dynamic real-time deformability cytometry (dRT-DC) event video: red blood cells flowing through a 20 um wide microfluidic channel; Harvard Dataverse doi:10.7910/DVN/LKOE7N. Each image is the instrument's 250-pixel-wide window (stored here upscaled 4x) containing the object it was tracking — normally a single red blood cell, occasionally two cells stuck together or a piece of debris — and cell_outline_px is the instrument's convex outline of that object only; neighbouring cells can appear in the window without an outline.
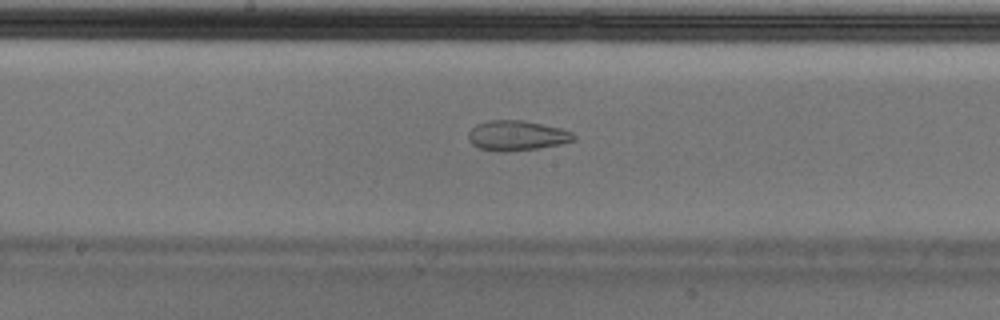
{"species": "Egyptian fruit bat (a non-hibernating species)", "species_latin": "Rousettus aegyptiacus", "temperature_condition": "cold", "stored_images_in_passage": 47, "camera_frame_rate_fps": 3000, "um_per_image_px": 0.085, "animal": {"sex": "male"}, "frame": {"image": 1, "passage_image": 21, "time_ms": 6.667, "image_size_px": [1000, 320], "cell_outline_px": [[576, 140], [560, 144], [536, 148], [500, 152], [496, 152], [480, 148], [472, 144], [468, 140], [468, 132], [476, 124], [488, 120], [524, 120], [560, 128], [572, 132], [576, 136]], "centroid_in_image_um": [43.91, 11.51], "position_along_channel_um": 204.3, "area_um2": 18.44}}
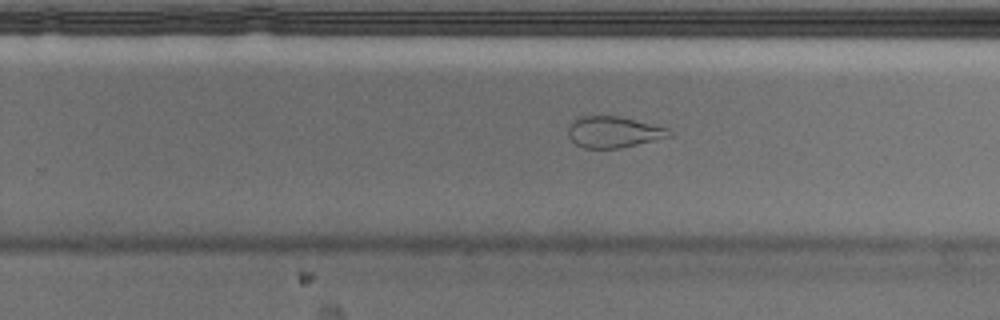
{"frame": {"image": 2, "passage_image": 27, "time_ms": 8.667, "image_size_px": [1000, 320], "cell_outline_px": [[672, 136], [620, 148], [584, 148], [576, 144], [568, 136], [568, 128], [580, 116], [620, 116], [668, 128], [672, 132]], "centroid_in_image_um": [52.17, 11.22], "position_along_channel_um": 277.6, "area_um2": 18.21}}
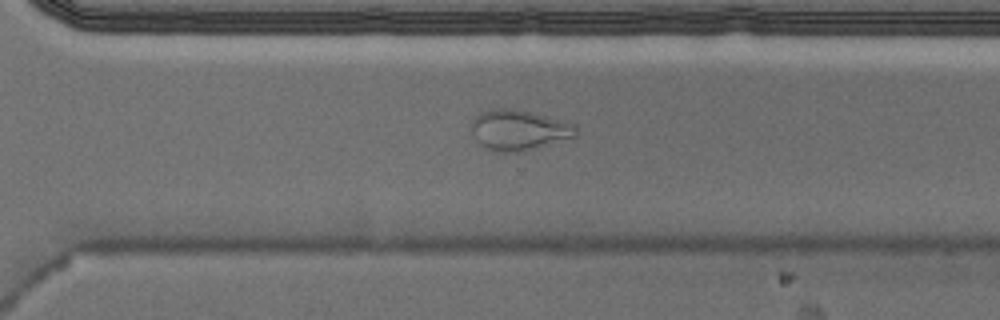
{"frame": {"image": 3, "passage_image": 31, "time_ms": 10.0, "image_size_px": [1000, 320], "cell_outline_px": [[576, 136], [520, 152], [496, 152], [484, 148], [476, 140], [472, 132], [472, 120], [480, 112], [488, 108], [516, 108], [564, 120], [576, 124]], "centroid_in_image_um": [44.07, 11.03], "position_along_channel_um": 326.5, "area_um2": 24.85}, "authors_computed_cell_mechanics": {"area_um2": 22.0218, "velocity_mm_per_s": 3.6891, "shape_relaxation_time_tau1_ms": null, "shape_relaxation_time_tau2_ms": 2.1649, "deformation_change_tau1": null, "deformation_change_tau2": 0.0828}}